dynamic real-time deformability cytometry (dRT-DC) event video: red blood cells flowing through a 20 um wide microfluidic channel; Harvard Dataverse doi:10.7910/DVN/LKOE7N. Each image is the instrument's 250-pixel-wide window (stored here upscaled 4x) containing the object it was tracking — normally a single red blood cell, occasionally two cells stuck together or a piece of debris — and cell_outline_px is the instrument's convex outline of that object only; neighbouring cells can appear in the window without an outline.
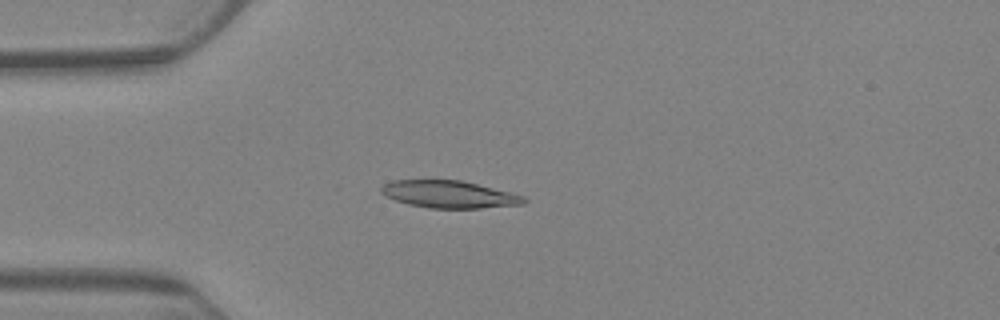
{"species": "Egyptian fruit bat (a non-hibernating species)", "species_latin": "Rousettus aegyptiacus", "temperature_condition": "warm", "stored_images_in_passage": 7, "camera_frame_rate_fps": 3000, "um_per_image_px": 0.085, "animal": {"sex": "female"}, "frame": {"image": 1, "passage_image": 5, "time_ms": 4.667, "image_size_px": [1000, 320], "cell_outline_px": [[528, 200], [524, 204], [480, 208], [428, 208], [408, 204], [396, 200], [380, 192], [380, 188], [384, 184], [392, 180], [460, 180], [524, 196]], "centroid_in_image_um": [38.16, 16.52], "position_along_channel_um": 46.8, "area_um2": 22.43}}
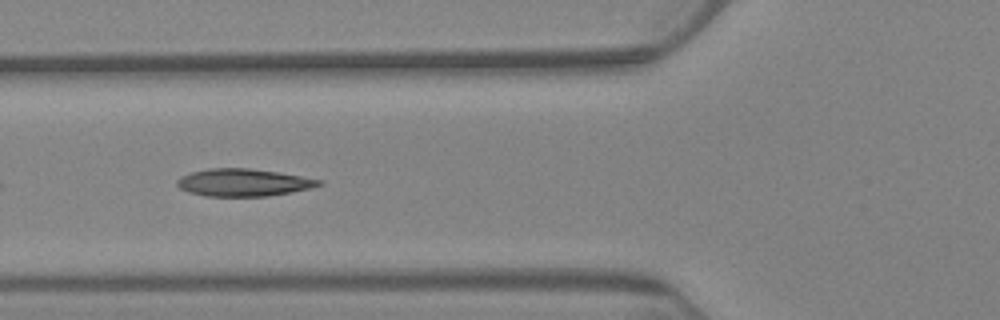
{"frame": {"image": 2, "passage_image": 7, "time_ms": 7.0, "image_size_px": [1000, 320], "cell_outline_px": [[324, 184], [312, 188], [292, 192], [268, 196], [204, 196], [188, 192], [180, 188], [176, 184], [176, 180], [180, 176], [192, 172], [208, 168], [248, 168], [276, 172], [324, 180]], "centroid_in_image_um": [20.69, 15.52], "position_along_channel_um": 105.1, "area_um2": 22.77}}